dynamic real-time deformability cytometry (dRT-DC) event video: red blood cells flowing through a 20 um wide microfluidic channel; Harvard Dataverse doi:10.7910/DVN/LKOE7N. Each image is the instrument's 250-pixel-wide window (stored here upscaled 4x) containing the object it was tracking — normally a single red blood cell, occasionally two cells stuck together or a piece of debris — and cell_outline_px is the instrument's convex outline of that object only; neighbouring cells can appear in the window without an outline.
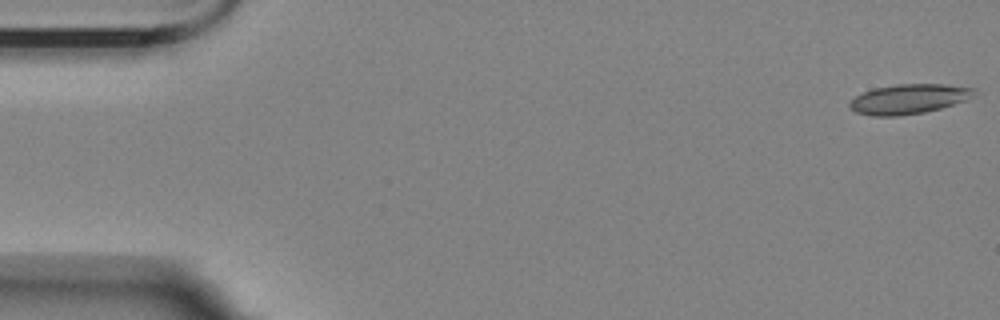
{"species": "Egyptian fruit bat (a non-hibernating species)", "species_latin": "Rousettus aegyptiacus", "temperature_condition": "room temperature", "stored_images_in_passage": 56, "camera_frame_rate_fps": 3000, "um_per_image_px": 0.085, "animal": {"sex": "female"}, "frame": {"image": 1, "passage_image": 1, "time_ms": 0.0, "image_size_px": [1000, 320], "cell_outline_px": [[976, 92], [964, 100], [940, 108], [924, 112], [900, 116], [872, 116], [856, 112], [848, 104], [856, 96], [872, 88], [896, 84], [944, 84], [976, 88]], "centroid_in_image_um": [77.22, 8.41], "position_along_channel_um": 7.8, "area_um2": 21.39}}
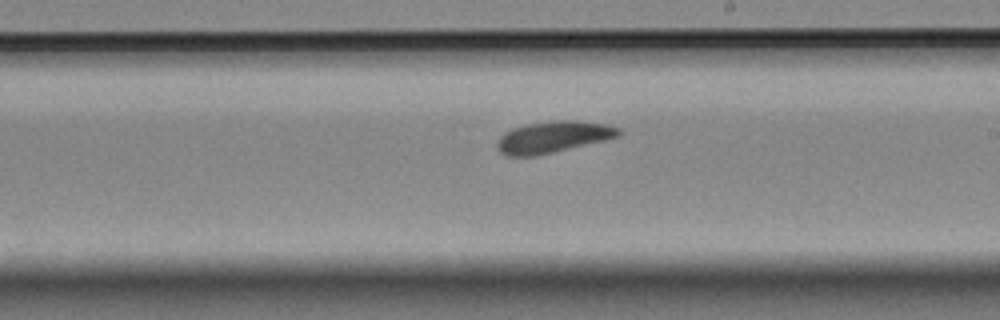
{"frame": {"image": 2, "passage_image": 32, "time_ms": 10.333, "image_size_px": [1000, 320], "cell_outline_px": [[620, 136], [604, 140], [536, 156], [508, 156], [500, 152], [496, 148], [496, 144], [500, 136], [504, 132], [512, 128], [524, 124], [552, 120], [576, 120], [604, 124], [620, 128]], "centroid_in_image_um": [46.96, 11.64], "position_along_channel_um": 242.0, "area_um2": 22.37}}
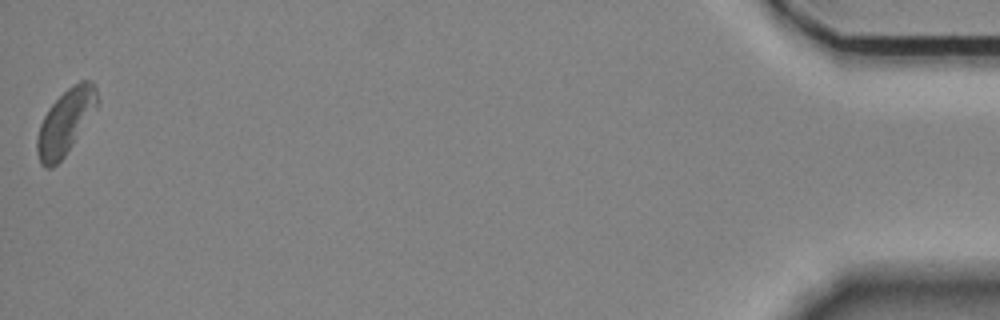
{"frame": {"image": 3, "passage_image": 56, "time_ms": 18.333, "image_size_px": [1000, 320], "cell_outline_px": [[100, 100], [96, 108], [64, 156], [52, 168], [44, 168], [40, 164], [36, 148], [36, 140], [40, 124], [48, 108], [72, 84], [80, 80], [92, 80], [96, 88]], "centroid_in_image_um": [5.56, 10.34], "position_along_channel_um": 429.6, "area_um2": 22.6}}